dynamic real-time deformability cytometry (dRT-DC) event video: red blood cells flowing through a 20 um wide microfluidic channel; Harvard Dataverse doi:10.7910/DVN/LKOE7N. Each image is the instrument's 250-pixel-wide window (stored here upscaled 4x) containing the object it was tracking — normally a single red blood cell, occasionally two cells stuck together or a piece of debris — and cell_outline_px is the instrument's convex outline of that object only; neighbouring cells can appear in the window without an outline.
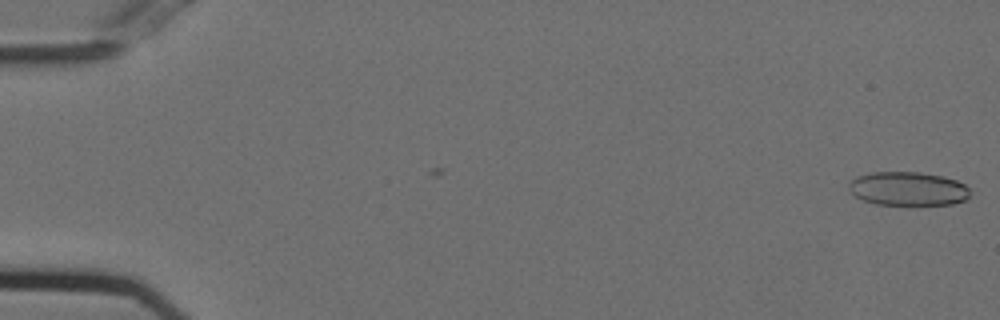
{"species": "Egyptian fruit bat (a non-hibernating species)", "species_latin": "Rousettus aegyptiacus", "temperature_condition": "cold", "stored_images_in_passage": 5, "camera_frame_rate_fps": 3000, "um_per_image_px": 0.085, "animal": {"sex": "female"}, "frame": {"image": 1, "passage_image": 5, "time_ms": 1.333, "image_size_px": [1000, 320], "cell_outline_px": [[968, 196], [964, 200], [952, 204], [916, 208], [912, 208], [876, 204], [864, 200], [856, 196], [848, 188], [848, 184], [856, 176], [872, 172], [920, 172], [944, 176], [956, 180], [964, 184], [968, 188]], "centroid_in_image_um": [77.19, 16.09], "position_along_channel_um": 7.8, "area_um2": 24.8}}